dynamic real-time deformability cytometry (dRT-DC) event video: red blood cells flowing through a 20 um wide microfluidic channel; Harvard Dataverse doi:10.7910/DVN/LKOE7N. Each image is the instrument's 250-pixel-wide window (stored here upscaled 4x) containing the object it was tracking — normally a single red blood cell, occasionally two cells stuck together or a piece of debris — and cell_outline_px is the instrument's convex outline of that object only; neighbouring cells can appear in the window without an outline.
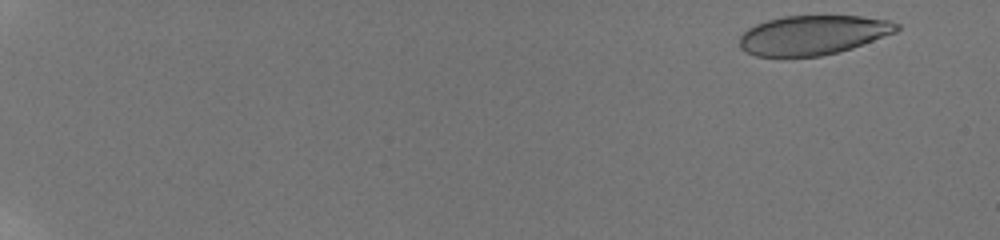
{"species": "human", "species_latin": "Homo sapiens", "temperature_condition": "room temperature", "stored_images_in_passage": 14, "camera_frame_rate_fps": 3000, "um_per_image_px": 0.085, "donor": {"sex": "male"}, "frame": {"image": 1, "passage_image": 3, "time_ms": 0.667, "image_size_px": [1000, 240], "cell_outline_px": [[900, 28], [896, 32], [852, 48], [820, 56], [756, 56], [740, 48], [740, 36], [748, 28], [756, 24], [768, 20], [784, 16], [860, 16], [888, 20], [900, 24]], "centroid_in_image_um": [69.11, 2.97], "position_along_channel_um": 15.9, "area_um2": 35.84}}